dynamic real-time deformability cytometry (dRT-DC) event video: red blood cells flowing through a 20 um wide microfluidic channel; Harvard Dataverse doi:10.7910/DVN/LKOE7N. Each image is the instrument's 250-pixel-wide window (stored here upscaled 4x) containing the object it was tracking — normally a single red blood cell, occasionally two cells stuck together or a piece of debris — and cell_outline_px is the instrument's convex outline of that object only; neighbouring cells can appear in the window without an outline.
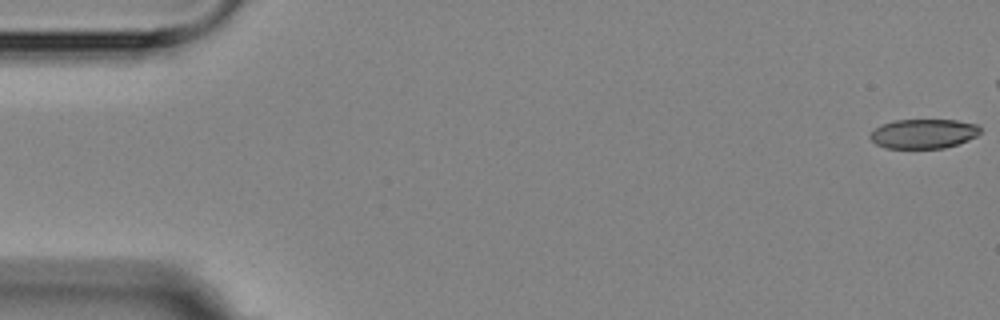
{"species": "Egyptian fruit bat (a non-hibernating species)", "species_latin": "Rousettus aegyptiacus", "temperature_condition": "room temperature", "stored_images_in_passage": 5, "camera_frame_rate_fps": 3000, "um_per_image_px": 0.085, "animal": {"sex": "female"}, "frame": {"image": 1, "passage_image": 1, "time_ms": 0.0, "image_size_px": [1000, 320], "cell_outline_px": [[980, 132], [976, 136], [968, 140], [944, 148], [884, 148], [876, 144], [868, 136], [880, 124], [896, 120], [956, 120], [980, 124]], "centroid_in_image_um": [78.5, 11.36], "position_along_channel_um": 6.5, "area_um2": 18.96}}
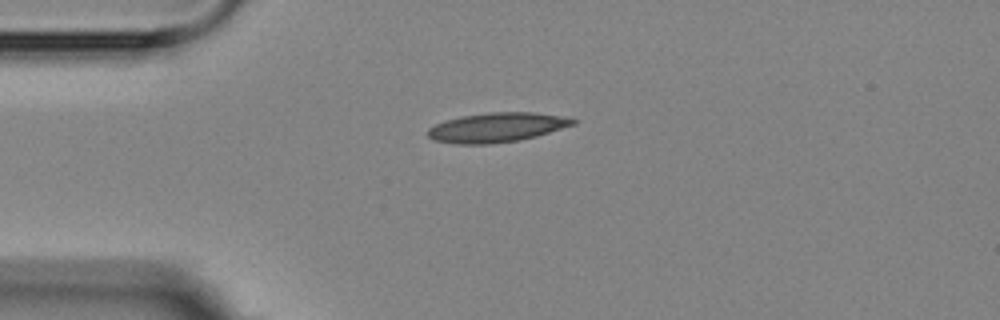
{"frame": {"image": 2, "passage_image": 5, "time_ms": 6.333, "image_size_px": [1000, 320], "cell_outline_px": [[576, 124], [536, 136], [520, 140], [488, 144], [456, 144], [432, 140], [428, 136], [428, 128], [436, 124], [460, 116], [488, 112], [532, 112], [560, 116], [576, 120]], "centroid_in_image_um": [42.2, 10.83], "position_along_channel_um": 42.8, "area_um2": 24.8}}